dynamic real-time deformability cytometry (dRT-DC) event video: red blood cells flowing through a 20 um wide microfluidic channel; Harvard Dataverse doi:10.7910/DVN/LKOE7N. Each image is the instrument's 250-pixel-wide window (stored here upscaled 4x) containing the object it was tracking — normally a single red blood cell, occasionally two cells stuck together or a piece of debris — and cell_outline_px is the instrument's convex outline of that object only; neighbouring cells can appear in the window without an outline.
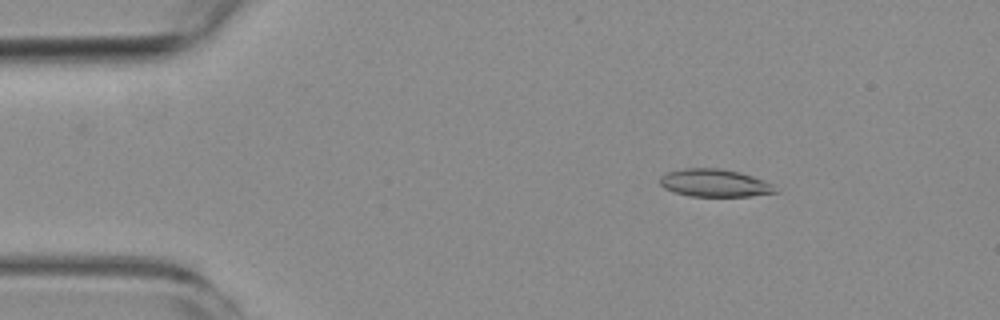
{"species": "common noctule bat (a hibernating species)", "species_latin": "Nyctalus noctula", "temperature_condition": "room temperature", "stored_images_in_passage": 4, "camera_frame_rate_fps": 3000, "um_per_image_px": 0.085, "animal": {"sex": "female", "body_mass_g": 19.3, "forearm_length_mm": 54.1}, "frame": {"image": 1, "passage_image": 2, "time_ms": 1.333, "image_size_px": [1000, 320], "cell_outline_px": [[776, 192], [748, 196], [688, 196], [672, 192], [664, 188], [660, 184], [660, 176], [668, 172], [684, 168], [720, 168], [740, 172], [752, 176], [772, 184]], "centroid_in_image_um": [60.67, 15.55], "position_along_channel_um": 24.3, "area_um2": 18.5}}